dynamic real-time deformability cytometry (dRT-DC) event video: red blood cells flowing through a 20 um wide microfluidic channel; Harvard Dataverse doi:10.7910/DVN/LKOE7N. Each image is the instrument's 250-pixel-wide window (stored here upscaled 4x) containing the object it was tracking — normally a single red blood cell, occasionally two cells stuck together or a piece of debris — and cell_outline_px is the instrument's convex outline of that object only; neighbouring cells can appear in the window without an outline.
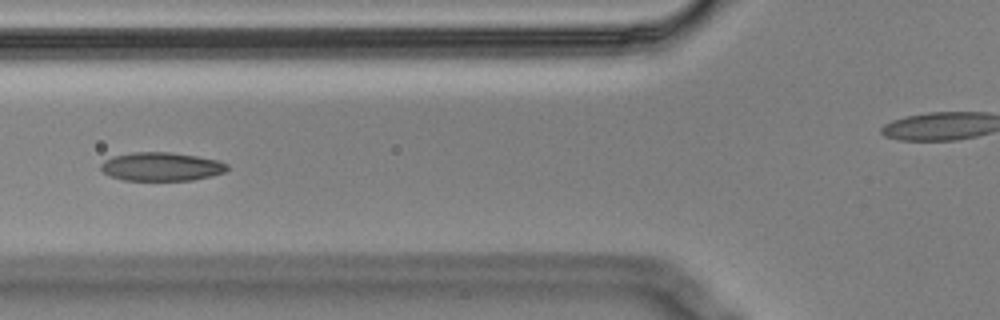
{"species": "Egyptian fruit bat (a non-hibernating species)", "species_latin": "Rousettus aegyptiacus", "temperature_condition": "cold", "stored_images_in_passage": 10, "camera_frame_rate_fps": 3000, "um_per_image_px": 0.085, "animal": {"sex": "male"}, "frame": {"image": 1, "passage_image": 5, "time_ms": 1.333, "image_size_px": [1000, 320], "cell_outline_px": [[228, 168], [224, 172], [212, 176], [192, 180], [124, 180], [108, 176], [100, 168], [100, 164], [104, 160], [112, 156], [132, 152], [168, 152], [196, 156], [216, 160], [228, 164]], "centroid_in_image_um": [13.68, 14.16], "position_along_channel_um": 112.1, "area_um2": 21.04}}
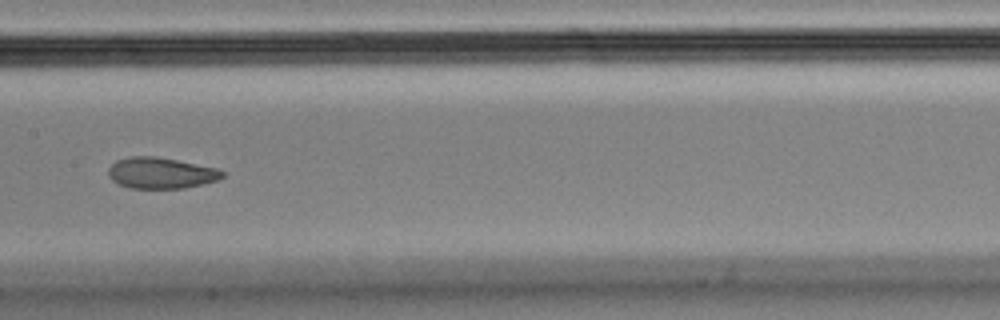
{"frame": {"image": 2, "passage_image": 7, "time_ms": 2.0, "image_size_px": [1000, 320], "cell_outline_px": [[224, 176], [220, 180], [204, 184], [184, 188], [132, 188], [120, 184], [112, 180], [108, 176], [108, 168], [116, 160], [132, 156], [156, 156], [216, 168], [224, 172]], "centroid_in_image_um": [13.69, 14.71], "position_along_channel_um": 193.7, "area_um2": 20.63}}
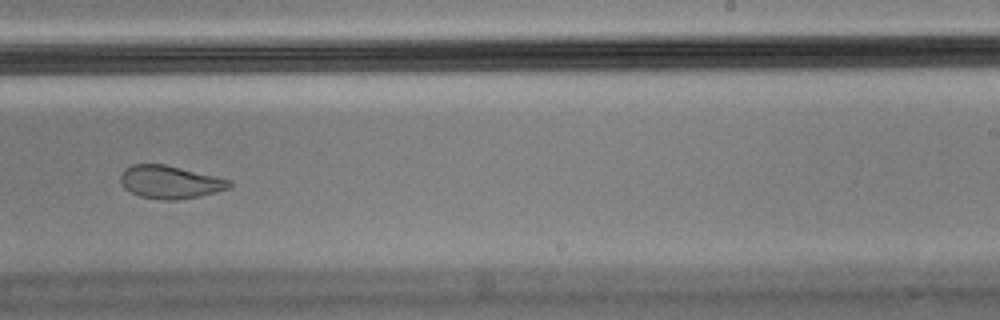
{"frame": {"image": 3, "passage_image": 9, "time_ms": 2.667, "image_size_px": [1000, 320], "cell_outline_px": [[232, 184], [228, 188], [216, 192], [176, 200], [160, 200], [140, 196], [124, 188], [120, 180], [120, 172], [124, 168], [132, 164], [164, 164], [216, 176], [232, 180]], "centroid_in_image_um": [14.42, 15.46], "position_along_channel_um": 274.6, "area_um2": 20.87}}